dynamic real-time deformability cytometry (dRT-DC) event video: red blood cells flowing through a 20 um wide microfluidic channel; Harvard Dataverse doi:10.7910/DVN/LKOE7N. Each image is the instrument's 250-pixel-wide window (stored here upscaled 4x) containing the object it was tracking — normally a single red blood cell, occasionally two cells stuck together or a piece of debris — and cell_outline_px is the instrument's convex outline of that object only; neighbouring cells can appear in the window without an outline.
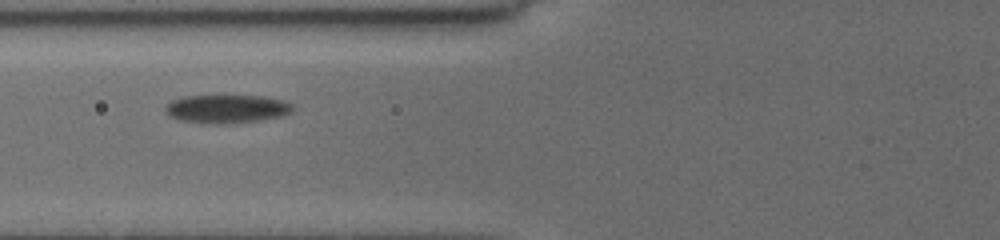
{"species": "common noctule bat (a hibernating species)", "species_latin": "Nyctalus noctula", "temperature_condition": "cold", "stored_images_in_passage": 6, "camera_frame_rate_fps": 3000, "um_per_image_px": 0.085, "animal": {"sex": "female", "body_mass_g": 19.5, "forearm_length_mm": 54.1}, "frame": {"image": 1, "passage_image": 2, "time_ms": 1.0, "image_size_px": [1000, 240], "cell_outline_px": [[296, 108], [292, 112], [284, 116], [260, 120], [228, 124], [216, 124], [180, 120], [168, 116], [164, 108], [164, 104], [172, 100], [184, 96], [264, 96], [284, 100], [292, 104]], "centroid_in_image_um": [19.3, 9.25], "position_along_channel_um": 106.5, "area_um2": 21.39}}
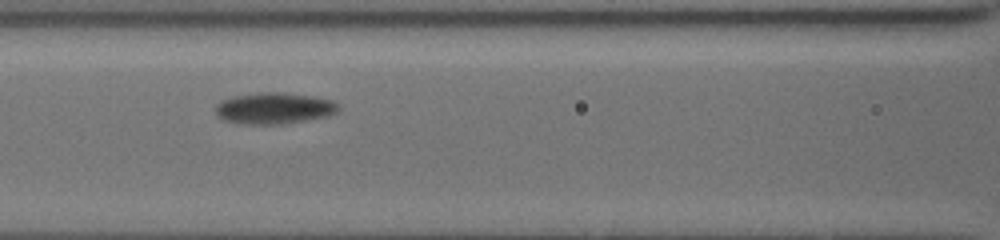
{"frame": {"image": 2, "passage_image": 4, "time_ms": 2.0, "image_size_px": [1000, 240], "cell_outline_px": [[340, 108], [336, 112], [328, 116], [280, 124], [236, 124], [224, 120], [216, 116], [216, 104], [220, 100], [232, 96], [260, 92], [284, 92], [312, 96], [332, 100], [340, 104]], "centroid_in_image_um": [23.27, 9.19], "position_along_channel_um": 143.3, "area_um2": 22.72}}
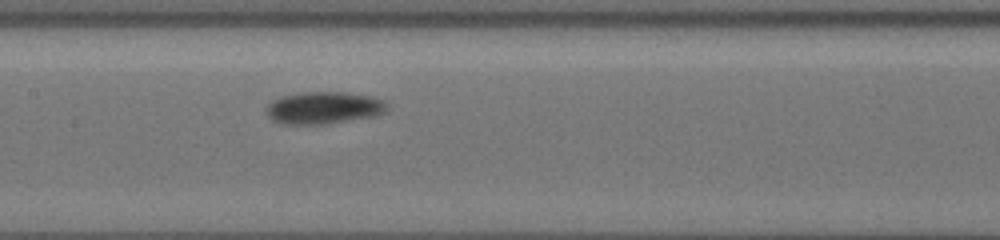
{"frame": {"image": 3, "passage_image": 6, "time_ms": 3.0, "image_size_px": [1000, 240], "cell_outline_px": [[388, 108], [384, 112], [372, 116], [324, 124], [288, 124], [272, 120], [268, 116], [264, 108], [272, 100], [280, 96], [304, 92], [348, 92], [368, 96], [384, 100], [388, 104]], "centroid_in_image_um": [27.48, 9.15], "position_along_channel_um": 179.9, "area_um2": 22.6}}